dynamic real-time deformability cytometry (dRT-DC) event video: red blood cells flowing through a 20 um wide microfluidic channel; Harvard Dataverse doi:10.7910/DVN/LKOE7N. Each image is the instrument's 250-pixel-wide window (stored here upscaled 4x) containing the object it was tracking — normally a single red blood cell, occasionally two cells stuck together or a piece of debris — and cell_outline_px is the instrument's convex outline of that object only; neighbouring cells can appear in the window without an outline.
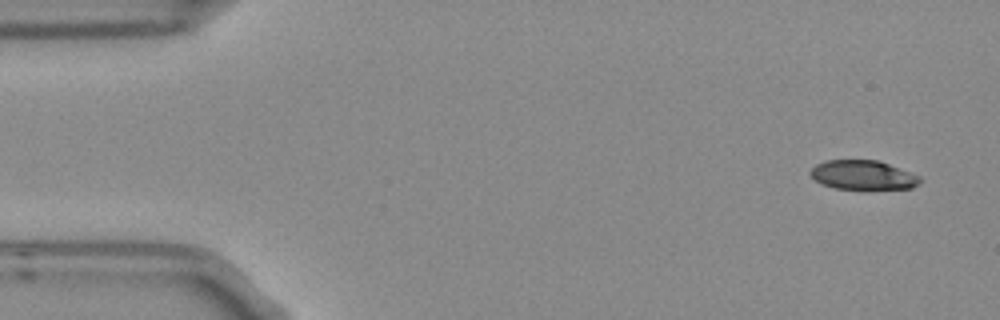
{"species": "Egyptian fruit bat (a non-hibernating species)", "species_latin": "Rousettus aegyptiacus", "temperature_condition": "room temperature", "stored_images_in_passage": 4, "camera_frame_rate_fps": 3000, "um_per_image_px": 0.085, "frame": {"image": 1, "passage_image": 1, "time_ms": 0.0, "image_size_px": [1000, 320], "cell_outline_px": [[920, 180], [912, 188], [836, 188], [820, 184], [808, 172], [816, 164], [824, 160], [880, 160], [920, 176]], "centroid_in_image_um": [73.31, 14.85], "position_along_channel_um": 11.7, "area_um2": 18.44}}
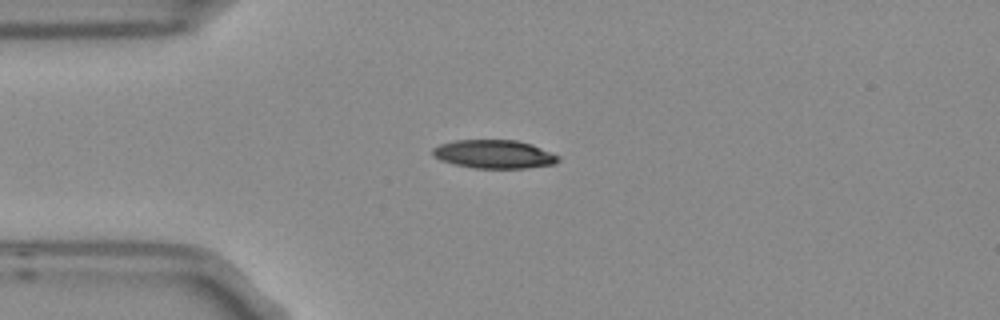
{"frame": {"image": 2, "passage_image": 4, "time_ms": 1.0, "image_size_px": [1000, 320], "cell_outline_px": [[560, 160], [556, 164], [528, 168], [472, 168], [440, 160], [432, 156], [432, 148], [440, 144], [456, 140], [516, 140], [532, 144], [560, 156]], "centroid_in_image_um": [42.02, 13.11], "position_along_channel_um": 43.0, "area_um2": 20.98}}